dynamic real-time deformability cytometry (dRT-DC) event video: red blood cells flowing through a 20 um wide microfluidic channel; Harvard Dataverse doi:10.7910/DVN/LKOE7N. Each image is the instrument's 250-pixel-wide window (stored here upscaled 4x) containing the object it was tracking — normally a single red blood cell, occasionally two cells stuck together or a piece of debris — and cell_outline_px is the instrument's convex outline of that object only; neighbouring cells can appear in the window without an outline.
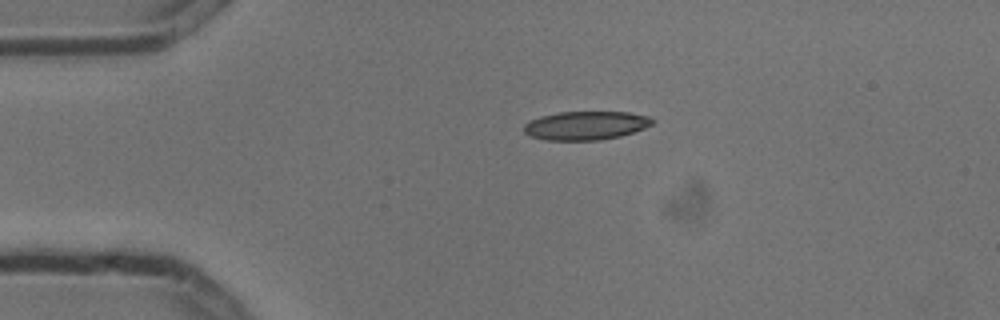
{"species": "common noctule bat (a hibernating species)", "species_latin": "Nyctalus noctula", "temperature_condition": "cold", "stored_images_in_passage": 5, "camera_frame_rate_fps": 3000, "um_per_image_px": 0.085, "animal": {"sex": "male", "body_mass_g": 13.3}, "frame": {"image": 1, "passage_image": 5, "time_ms": 1.333, "image_size_px": [1000, 320], "cell_outline_px": [[656, 120], [652, 124], [644, 128], [620, 136], [600, 140], [544, 140], [532, 136], [524, 132], [524, 124], [540, 116], [560, 112], [628, 112], [652, 116]], "centroid_in_image_um": [49.83, 10.66], "position_along_channel_um": 35.2, "area_um2": 21.44}}